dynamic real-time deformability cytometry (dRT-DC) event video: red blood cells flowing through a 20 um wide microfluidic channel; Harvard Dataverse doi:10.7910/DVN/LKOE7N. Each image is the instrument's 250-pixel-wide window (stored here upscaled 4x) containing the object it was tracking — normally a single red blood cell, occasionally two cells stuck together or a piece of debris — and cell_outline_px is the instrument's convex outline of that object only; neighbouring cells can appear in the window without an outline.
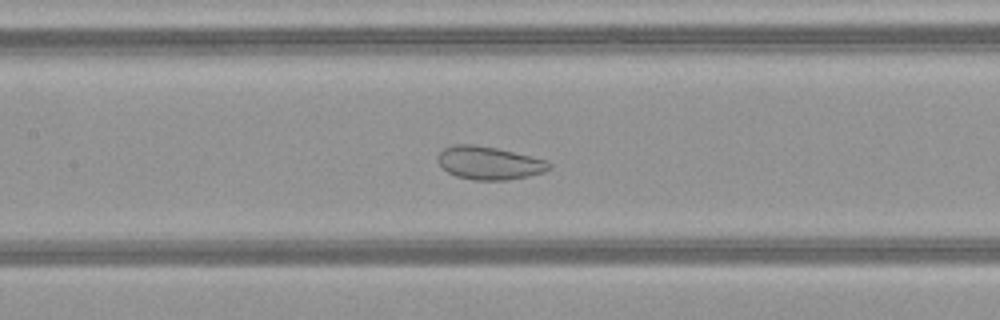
{"species": "common noctule bat (a hibernating species)", "species_latin": "Nyctalus noctula", "temperature_condition": "warm", "stored_images_in_passage": 47, "camera_frame_rate_fps": 3000, "um_per_image_px": 0.085, "animal": {"sex": "female", "body_mass_g": 21.9}, "frame": {"image": 1, "passage_image": 20, "time_ms": 6.333, "image_size_px": [1000, 320], "cell_outline_px": [[552, 168], [544, 172], [528, 176], [508, 180], [472, 180], [456, 176], [448, 172], [440, 164], [436, 156], [444, 148], [452, 144], [472, 144], [496, 148], [548, 160], [552, 164]], "centroid_in_image_um": [41.59, 13.85], "position_along_channel_um": 165.8, "area_um2": 21.56}}
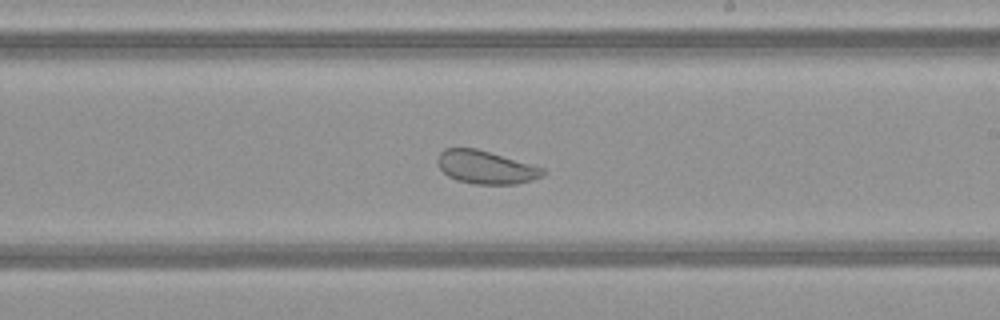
{"frame": {"image": 2, "passage_image": 26, "time_ms": 8.333, "image_size_px": [1000, 320], "cell_outline_px": [[544, 176], [532, 180], [516, 184], [476, 184], [456, 180], [448, 176], [440, 168], [436, 160], [440, 152], [444, 148], [476, 148], [544, 168]], "centroid_in_image_um": [41.28, 14.22], "position_along_channel_um": 247.7, "area_um2": 20.23}}
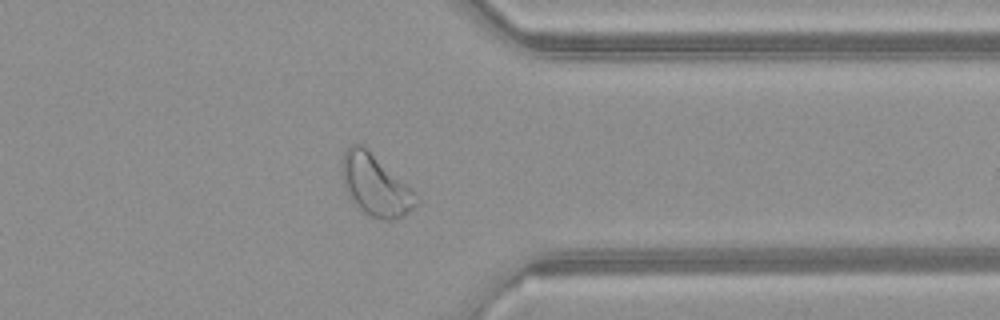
{"frame": {"image": 3, "passage_image": 36, "time_ms": 11.667, "image_size_px": [1000, 320], "cell_outline_px": [[424, 204], [404, 216], [392, 220], [384, 220], [372, 216], [364, 212], [348, 196], [344, 184], [340, 168], [344, 152], [352, 144], [360, 144], [416, 192]], "centroid_in_image_um": [31.97, 15.8], "position_along_channel_um": 379.4, "area_um2": 26.47}, "authors_computed_cell_mechanics": {"area_um2": 28.033, "velocity_mm_per_s": 4.1209, "shape_relaxation_time_tau1_ms": null, "shape_relaxation_time_tau2_ms": 1.0435, "deformation_change_tau1": null, "deformation_change_tau2": 0.0606}}